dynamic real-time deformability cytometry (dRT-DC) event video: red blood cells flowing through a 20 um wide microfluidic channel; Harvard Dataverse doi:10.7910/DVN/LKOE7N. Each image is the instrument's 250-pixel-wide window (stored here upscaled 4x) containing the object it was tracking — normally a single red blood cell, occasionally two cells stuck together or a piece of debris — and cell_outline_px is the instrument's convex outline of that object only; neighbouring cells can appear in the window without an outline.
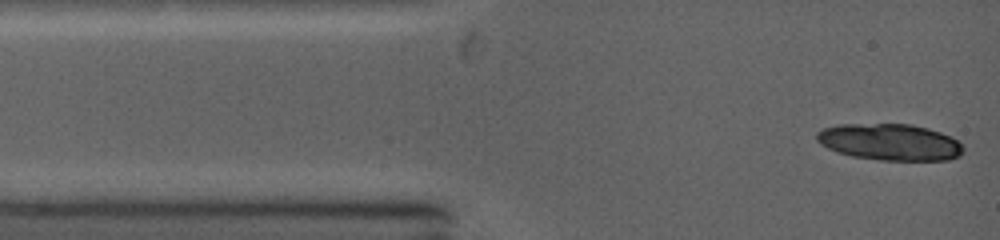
{"species": "common noctule bat (a hibernating species)", "species_latin": "Nyctalus noctula", "temperature_condition": "warm", "stored_images_in_passage": 6, "camera_frame_rate_fps": 5000, "um_per_image_px": 0.085, "animal": {"sex": "female", "body_mass_g": 19.0, "forearm_length_mm": 53.3}, "frame": {"image": 1, "passage_image": 1, "time_ms": 0.0, "image_size_px": [1000, 240], "cell_outline_px": [[964, 152], [960, 156], [948, 160], [880, 160], [852, 156], [836, 152], [820, 144], [816, 140], [816, 132], [820, 128], [836, 124], [912, 124], [928, 128], [940, 132], [956, 140], [964, 148]], "centroid_in_image_um": [75.59, 12.07], "position_along_channel_um": 9.4, "area_um2": 31.44}}